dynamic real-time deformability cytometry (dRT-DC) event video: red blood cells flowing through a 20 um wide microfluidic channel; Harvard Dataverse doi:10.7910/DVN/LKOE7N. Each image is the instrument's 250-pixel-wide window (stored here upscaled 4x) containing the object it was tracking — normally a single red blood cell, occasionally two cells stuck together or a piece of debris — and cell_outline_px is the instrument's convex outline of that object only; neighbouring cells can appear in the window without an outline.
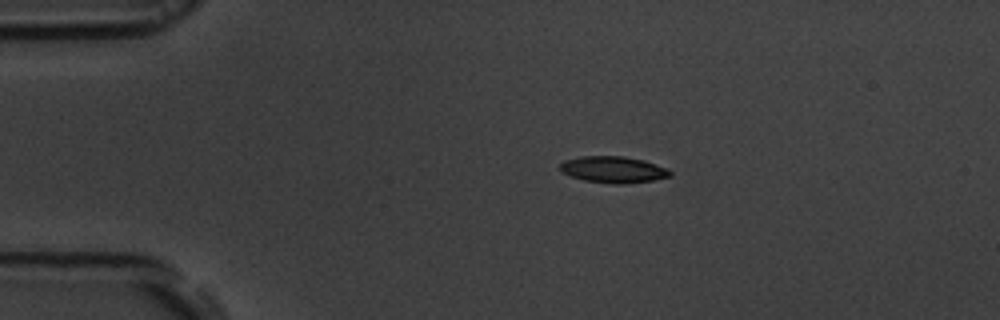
{"species": "common noctule bat (a hibernating species)", "species_latin": "Nyctalus noctula", "temperature_condition": "room temperature", "stored_images_in_passage": 45, "camera_frame_rate_fps": 3000, "um_per_image_px": 0.085, "animal": {"sex": "male", "body_mass_g": 19.5, "forearm_length_mm": 54.6}, "frame": {"image": 1, "passage_image": 1, "time_ms": 0.0, "image_size_px": [1000, 320], "cell_outline_px": [[672, 176], [652, 180], [620, 184], [612, 184], [584, 180], [560, 172], [560, 164], [564, 160], [580, 156], [624, 156], [644, 160], [656, 164], [672, 172]], "centroid_in_image_um": [52.1, 14.41], "position_along_channel_um": 32.9, "area_um2": 16.94}}
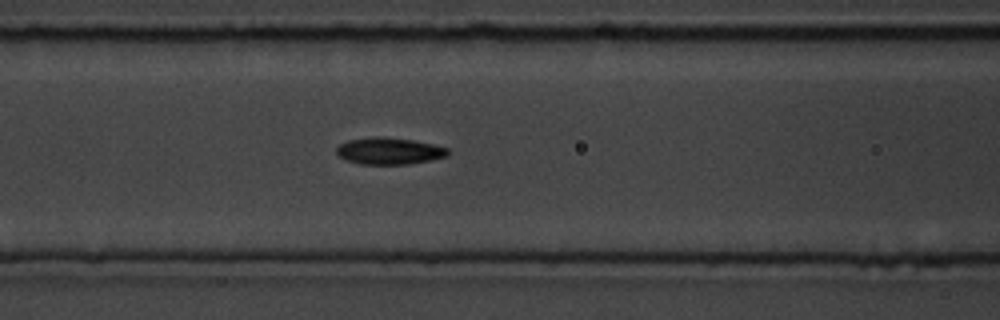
{"frame": {"image": 2, "passage_image": 13, "time_ms": 4.0, "image_size_px": [1000, 320], "cell_outline_px": [[448, 156], [408, 164], [360, 164], [348, 160], [340, 156], [336, 152], [336, 148], [340, 144], [348, 140], [372, 136], [384, 136], [412, 140], [432, 144], [448, 148]], "centroid_in_image_um": [33.06, 12.82], "position_along_channel_um": 133.5, "area_um2": 17.28}}
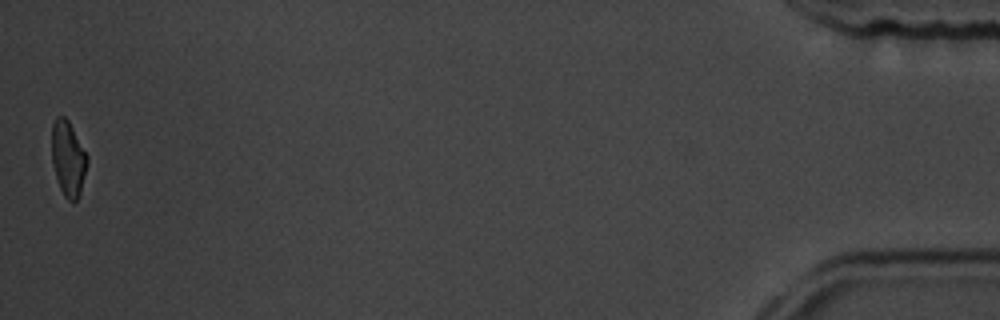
{"frame": {"image": 3, "passage_image": 45, "time_ms": 14.667, "image_size_px": [1000, 320], "cell_outline_px": [[88, 160], [80, 192], [76, 200], [72, 204], [64, 196], [60, 188], [52, 164], [52, 124], [56, 116], [64, 116], [68, 120], [88, 156]], "centroid_in_image_um": [5.78, 13.47], "position_along_channel_um": 429.4, "area_um2": 15.43}, "authors_computed_cell_mechanics": {"area_um2": 16.7042, "velocity_mm_per_s": 3.6716, "shape_relaxation_time_tau1_ms": 2.4308, "shape_relaxation_time_tau2_ms": 3.8179, "deformation_change_tau1": 0.1083, "deformation_change_tau2": 0.0984}}